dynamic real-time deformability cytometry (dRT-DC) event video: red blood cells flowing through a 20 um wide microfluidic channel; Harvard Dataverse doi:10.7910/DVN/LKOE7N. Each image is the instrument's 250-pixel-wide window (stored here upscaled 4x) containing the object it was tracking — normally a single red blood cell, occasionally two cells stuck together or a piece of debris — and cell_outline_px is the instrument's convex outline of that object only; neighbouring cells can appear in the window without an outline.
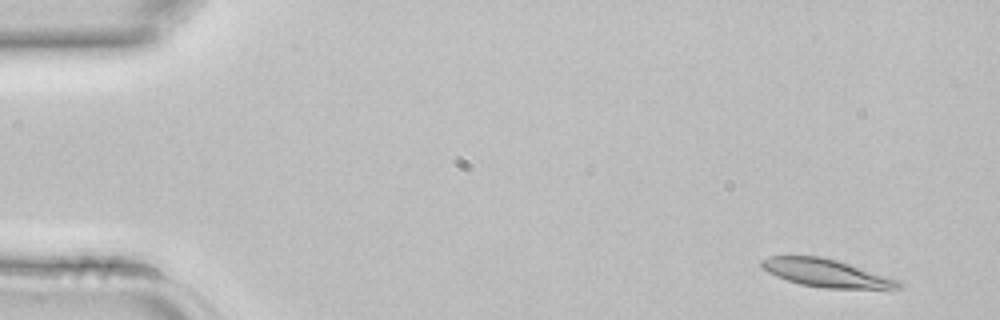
{"species": "common noctule bat (a hibernating species)", "species_latin": "Nyctalus noctula", "temperature_condition": "room temperature", "stored_images_in_passage": 3, "camera_frame_rate_fps": 3000, "um_per_image_px": 0.085, "animal": {"sex": "female", "body_mass_g": 22.7, "forearm_length_mm": 54.2}, "frame": {"image": 1, "passage_image": 1, "time_ms": 0.0, "image_size_px": [1000, 320], "cell_outline_px": [[904, 284], [900, 288], [824, 288], [800, 284], [776, 276], [760, 268], [760, 260], [768, 256], [820, 256], [836, 260], [900, 280]], "centroid_in_image_um": [70.18, 23.2], "position_along_channel_um": 14.8, "area_um2": 22.08}}
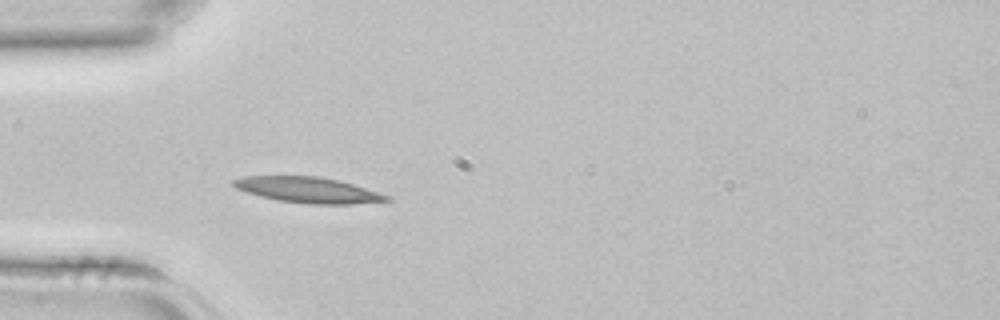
{"frame": {"image": 2, "passage_image": 3, "time_ms": 0.667, "image_size_px": [1000, 320], "cell_outline_px": [[392, 200], [352, 204], [308, 204], [276, 200], [260, 196], [236, 188], [232, 184], [232, 180], [244, 176], [320, 176], [352, 184], [380, 192], [392, 196]], "centroid_in_image_um": [26.21, 16.15], "position_along_channel_um": 58.8, "area_um2": 22.95}}